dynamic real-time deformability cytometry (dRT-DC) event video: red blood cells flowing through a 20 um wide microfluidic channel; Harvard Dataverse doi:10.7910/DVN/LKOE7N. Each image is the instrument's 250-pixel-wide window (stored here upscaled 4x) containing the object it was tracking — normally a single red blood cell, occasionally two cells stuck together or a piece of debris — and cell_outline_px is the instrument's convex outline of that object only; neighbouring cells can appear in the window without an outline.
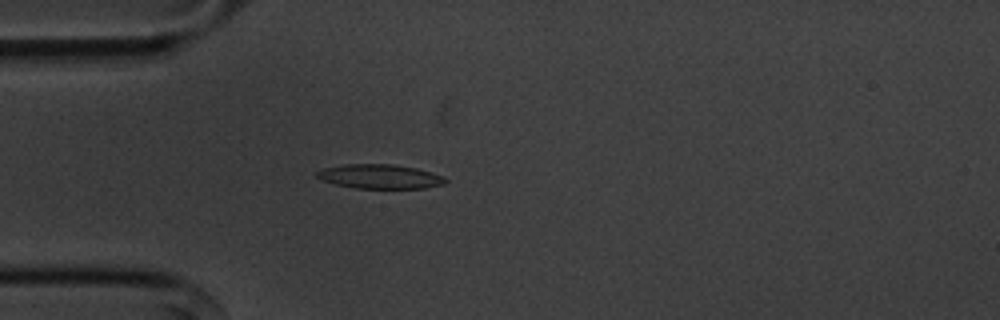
{"species": "common noctule bat (a hibernating species)", "species_latin": "Nyctalus noctula", "temperature_condition": "cold", "stored_images_in_passage": 54, "camera_frame_rate_fps": 3000, "um_per_image_px": 0.085, "animal": {"sex": "male", "body_mass_g": 20.1, "forearm_length_mm": 53.5}, "frame": {"image": 1, "passage_image": 14, "time_ms": 4.333, "image_size_px": [1000, 320], "cell_outline_px": [[448, 180], [444, 184], [424, 188], [356, 188], [336, 184], [324, 180], [316, 176], [316, 172], [324, 168], [344, 164], [392, 164], [416, 168], [432, 172], [444, 176]], "centroid_in_image_um": [32.33, 15.0], "position_along_channel_um": 52.7, "area_um2": 18.09}}
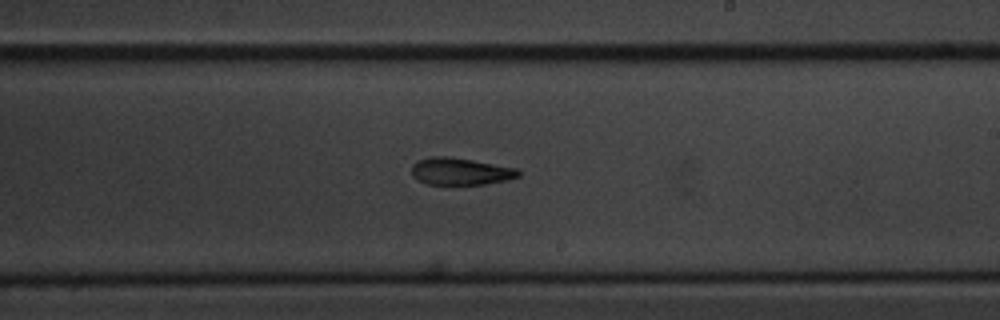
{"frame": {"image": 2, "passage_image": 31, "time_ms": 10.0, "image_size_px": [1000, 320], "cell_outline_px": [[520, 176], [504, 180], [484, 184], [428, 184], [416, 180], [412, 176], [412, 164], [420, 160], [432, 156], [448, 156], [520, 168]], "centroid_in_image_um": [39.14, 14.56], "position_along_channel_um": 249.9, "area_um2": 16.88}}
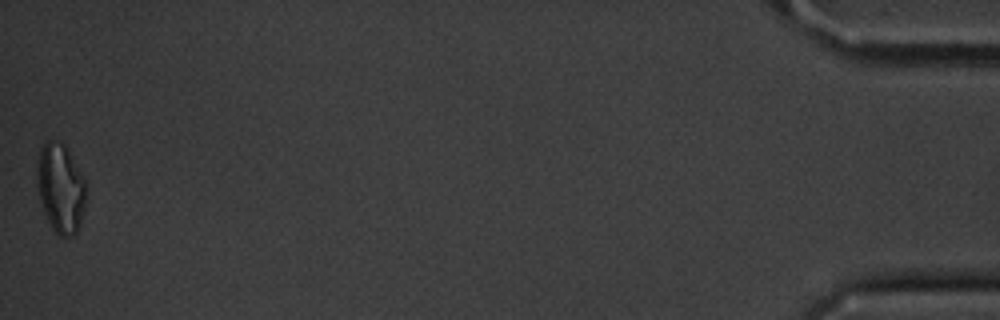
{"frame": {"image": 3, "passage_image": 54, "time_ms": 17.667, "image_size_px": [1000, 320], "cell_outline_px": [[84, 208], [80, 224], [76, 232], [72, 236], [60, 236], [52, 228], [44, 212], [40, 200], [36, 184], [36, 164], [40, 148], [44, 140], [60, 140], [68, 148], [84, 176]], "centroid_in_image_um": [5.12, 15.92], "position_along_channel_um": 430.1, "area_um2": 25.78}, "authors_computed_cell_mechanics": {"area_um2": 18.0047, "velocity_mm_per_s": 3.588, "shape_relaxation_time_tau1_ms": 2.966, "shape_relaxation_time_tau2_ms": 6.7517, "deformation_change_tau1": 0.1178, "deformation_change_tau2": 0.1609}}